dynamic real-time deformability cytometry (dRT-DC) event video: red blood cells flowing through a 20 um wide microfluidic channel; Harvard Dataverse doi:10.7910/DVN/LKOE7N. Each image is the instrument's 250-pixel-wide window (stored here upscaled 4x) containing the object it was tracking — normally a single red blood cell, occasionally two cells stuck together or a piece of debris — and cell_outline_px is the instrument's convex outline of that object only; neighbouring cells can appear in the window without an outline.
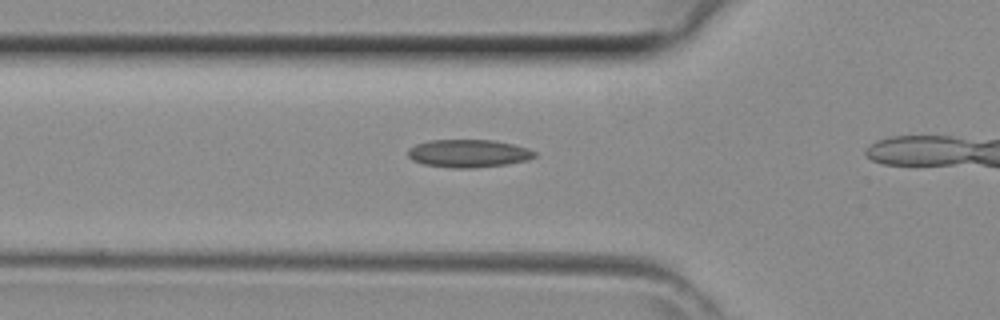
{"species": "common noctule bat (a hibernating species)", "species_latin": "Nyctalus noctula", "temperature_condition": "room temperature", "stored_images_in_passage": 14, "camera_frame_rate_fps": 3000, "um_per_image_px": 0.085, "animal": {"sex": "female", "body_mass_g": 29.2, "forearm_length_mm": 56.3}, "frame": {"image": 1, "passage_image": 10, "time_ms": 3.0, "image_size_px": [1000, 320], "cell_outline_px": [[536, 156], [528, 160], [508, 164], [472, 168], [452, 168], [424, 164], [412, 160], [408, 156], [408, 148], [416, 144], [428, 140], [492, 140], [512, 144], [528, 148], [536, 152]], "centroid_in_image_um": [39.81, 13.04], "position_along_channel_um": 86.0, "area_um2": 20.63}}
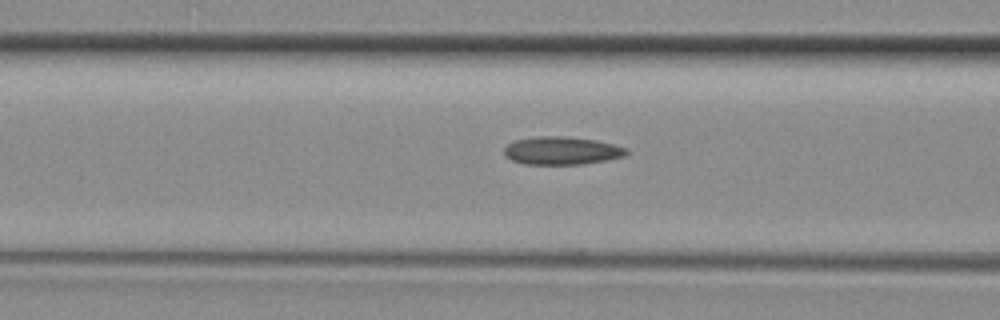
{"frame": {"image": 2, "passage_image": 12, "time_ms": 3.667, "image_size_px": [1000, 320], "cell_outline_px": [[632, 152], [624, 156], [584, 164], [524, 164], [512, 160], [504, 156], [504, 148], [508, 144], [516, 140], [536, 136], [568, 136], [596, 140], [628, 148]], "centroid_in_image_um": [47.76, 12.8], "position_along_channel_um": 118.8, "area_um2": 20.06}}